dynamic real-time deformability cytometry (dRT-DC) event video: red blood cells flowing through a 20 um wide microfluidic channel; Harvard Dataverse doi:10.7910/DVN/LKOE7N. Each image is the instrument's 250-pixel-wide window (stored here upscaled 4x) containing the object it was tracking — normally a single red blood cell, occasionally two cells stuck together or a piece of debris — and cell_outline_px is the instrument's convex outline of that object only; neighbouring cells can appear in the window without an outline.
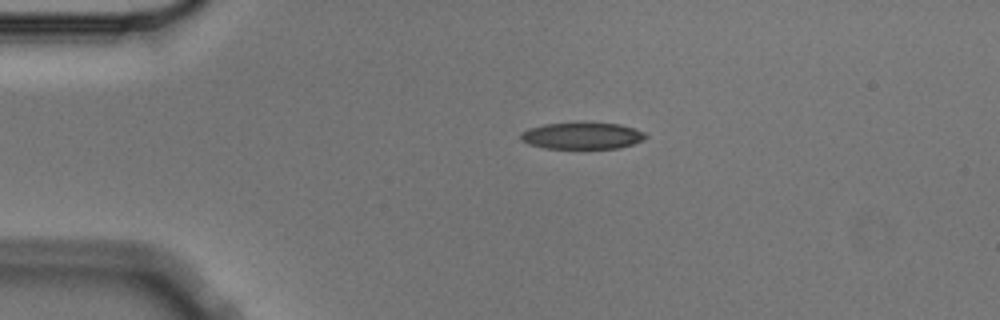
{"species": "Egyptian fruit bat (a non-hibernating species)", "species_latin": "Rousettus aegyptiacus", "temperature_condition": "cold", "stored_images_in_passage": 3, "camera_frame_rate_fps": 3000, "um_per_image_px": 0.085, "animal": {"sex": "male"}, "frame": {"image": 1, "passage_image": 2, "time_ms": 0.333, "image_size_px": [1000, 320], "cell_outline_px": [[648, 136], [644, 140], [620, 148], [544, 148], [528, 144], [520, 140], [520, 132], [528, 128], [544, 124], [576, 120], [588, 120], [620, 124], [644, 132]], "centroid_in_image_um": [49.45, 11.49], "position_along_channel_um": 35.5, "area_um2": 20.35}}